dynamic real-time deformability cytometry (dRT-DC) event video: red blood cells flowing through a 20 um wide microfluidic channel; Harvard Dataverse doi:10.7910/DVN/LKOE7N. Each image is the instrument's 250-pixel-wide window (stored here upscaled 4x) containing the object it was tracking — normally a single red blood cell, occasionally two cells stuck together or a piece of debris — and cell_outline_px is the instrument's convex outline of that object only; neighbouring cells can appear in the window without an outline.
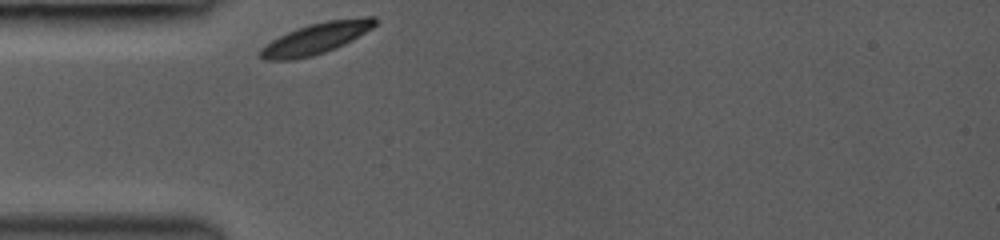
{"species": "common noctule bat (a hibernating species)", "species_latin": "Nyctalus noctula", "temperature_condition": "room temperature", "stored_images_in_passage": 1, "camera_frame_rate_fps": 3000, "um_per_image_px": 0.085, "animal": {"sex": "female", "body_mass_g": 19.0, "forearm_length_mm": 53.3}, "frame": {"image": 1, "passage_image": 1, "time_ms": 0.0, "image_size_px": [1000, 240], "cell_outline_px": [[376, 24], [372, 28], [352, 40], [336, 48], [312, 56], [292, 60], [264, 60], [256, 52], [260, 48], [272, 40], [296, 28], [308, 24], [328, 20], [364, 16], [376, 16]], "centroid_in_image_um": [26.86, 3.26], "position_along_channel_um": 58.1, "area_um2": 20.87}}